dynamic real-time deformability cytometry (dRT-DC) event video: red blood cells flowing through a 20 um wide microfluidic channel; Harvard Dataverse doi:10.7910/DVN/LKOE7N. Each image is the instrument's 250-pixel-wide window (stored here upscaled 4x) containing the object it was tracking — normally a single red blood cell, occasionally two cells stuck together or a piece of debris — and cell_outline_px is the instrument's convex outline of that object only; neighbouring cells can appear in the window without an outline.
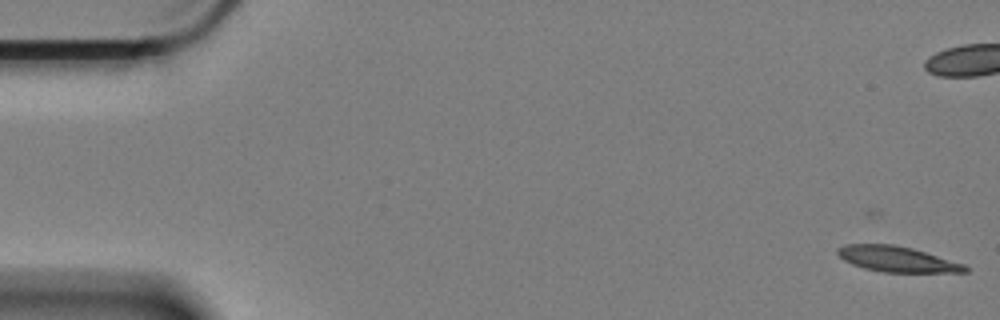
{"species": "Egyptian fruit bat (a non-hibernating species)", "species_latin": "Rousettus aegyptiacus", "temperature_condition": "cold", "stored_images_in_passage": 14, "camera_frame_rate_fps": 3000, "um_per_image_px": 0.085, "animal": {"sex": "female"}, "frame": {"image": 1, "passage_image": 1, "time_ms": 0.0, "image_size_px": [1000, 320], "cell_outline_px": [[968, 272], [884, 272], [864, 268], [852, 264], [844, 260], [836, 252], [836, 248], [844, 244], [892, 244], [912, 248], [964, 264], [968, 268]], "centroid_in_image_um": [76.21, 22.02], "position_along_channel_um": 8.8, "area_um2": 18.84}}